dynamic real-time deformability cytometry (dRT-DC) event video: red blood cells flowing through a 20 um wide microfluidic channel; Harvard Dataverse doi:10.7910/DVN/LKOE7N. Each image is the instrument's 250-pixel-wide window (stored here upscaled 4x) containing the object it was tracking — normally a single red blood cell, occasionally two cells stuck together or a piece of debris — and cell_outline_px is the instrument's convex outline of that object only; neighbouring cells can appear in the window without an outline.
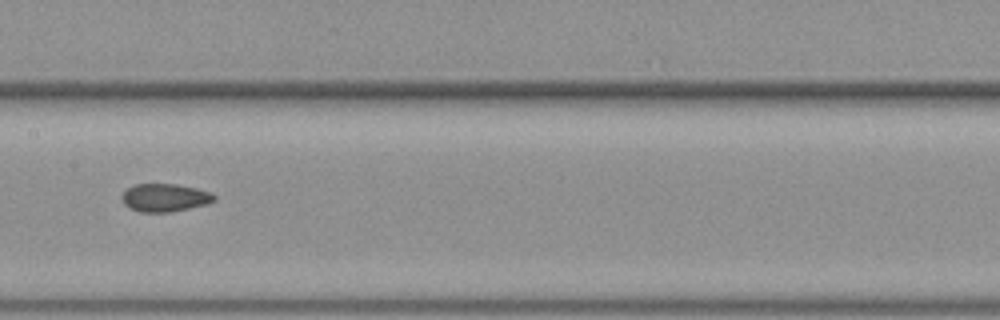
{"species": "common noctule bat (a hibernating species)", "species_latin": "Nyctalus noctula", "temperature_condition": "warm", "stored_images_in_passage": 18, "camera_frame_rate_fps": 3000, "um_per_image_px": 0.085, "animal": {"sex": "female", "body_mass_g": 19.3, "forearm_length_mm": 54.1}, "frame": {"image": 1, "passage_image": 13, "time_ms": 4.0, "image_size_px": [1000, 320], "cell_outline_px": [[216, 200], [204, 204], [188, 208], [168, 212], [140, 212], [128, 208], [124, 204], [120, 196], [128, 188], [136, 184], [176, 184], [196, 188], [208, 192], [216, 196]], "centroid_in_image_um": [13.96, 16.8], "position_along_channel_um": 193.4, "area_um2": 14.91}}